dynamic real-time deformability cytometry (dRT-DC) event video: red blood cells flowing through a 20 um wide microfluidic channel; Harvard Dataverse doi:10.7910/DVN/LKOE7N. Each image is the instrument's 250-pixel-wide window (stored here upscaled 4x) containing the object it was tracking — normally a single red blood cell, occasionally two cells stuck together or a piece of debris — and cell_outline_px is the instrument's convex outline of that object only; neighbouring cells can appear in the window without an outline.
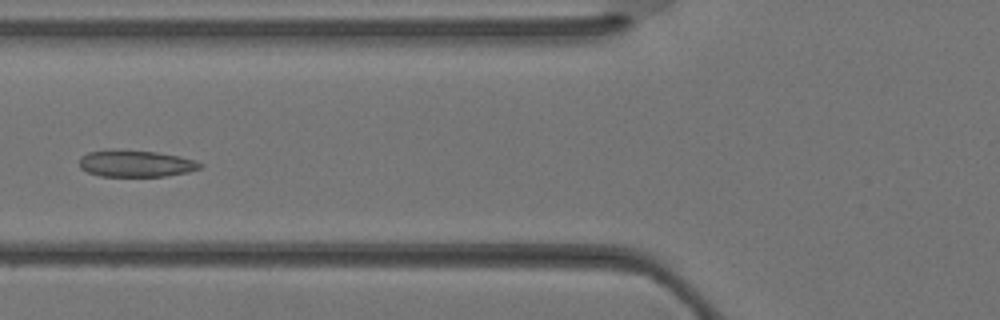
{"species": "Egyptian fruit bat (a non-hibernating species)", "species_latin": "Rousettus aegyptiacus", "temperature_condition": "warm", "stored_images_in_passage": 31, "camera_frame_rate_fps": 3000, "um_per_image_px": 0.085, "animal": {"sex": "female"}, "frame": {"image": 1, "passage_image": 9, "time_ms": 2.667, "image_size_px": [1000, 320], "cell_outline_px": [[204, 164], [200, 168], [188, 172], [164, 176], [100, 176], [88, 172], [80, 168], [80, 156], [88, 152], [156, 152], [180, 156], [196, 160]], "centroid_in_image_um": [11.61, 13.94], "position_along_channel_um": 114.2, "area_um2": 18.09}}
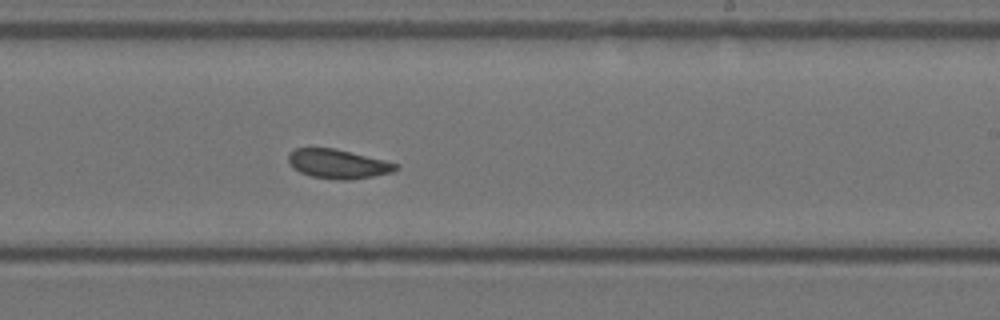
{"frame": {"image": 2, "passage_image": 17, "time_ms": 5.333, "image_size_px": [1000, 320], "cell_outline_px": [[400, 168], [392, 172], [372, 176], [348, 180], [340, 180], [312, 176], [300, 172], [292, 168], [288, 160], [288, 152], [296, 148], [332, 148], [384, 160], [396, 164]], "centroid_in_image_um": [28.68, 13.93], "position_along_channel_um": 260.3, "area_um2": 18.03}}
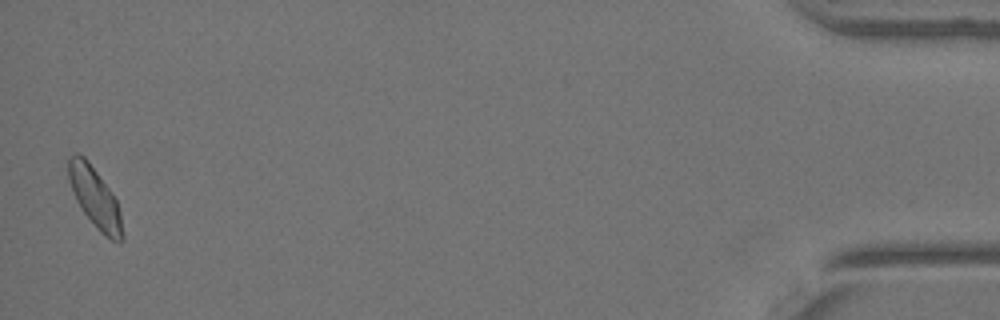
{"frame": {"image": 3, "passage_image": 31, "time_ms": 10.0, "image_size_px": [1000, 320], "cell_outline_px": [[124, 240], [120, 244], [104, 236], [100, 232], [84, 212], [76, 200], [68, 180], [68, 156], [76, 152], [84, 156], [88, 160], [108, 188], [116, 200], [120, 212], [124, 236]], "centroid_in_image_um": [8.07, 16.81], "position_along_channel_um": 427.1, "area_um2": 18.9}}